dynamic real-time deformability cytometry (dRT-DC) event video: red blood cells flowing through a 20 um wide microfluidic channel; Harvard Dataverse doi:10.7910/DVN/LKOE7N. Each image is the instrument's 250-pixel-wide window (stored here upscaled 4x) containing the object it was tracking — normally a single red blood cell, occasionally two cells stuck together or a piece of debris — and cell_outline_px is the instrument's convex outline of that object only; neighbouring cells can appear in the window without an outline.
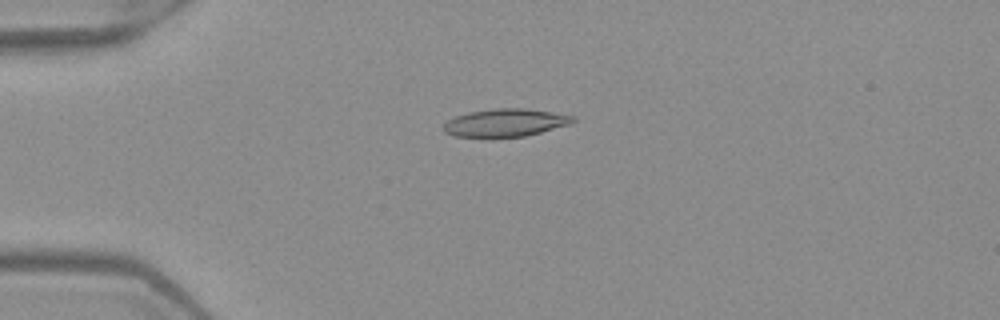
{"species": "Egyptian fruit bat (a non-hibernating species)", "species_latin": "Rousettus aegyptiacus", "temperature_condition": "warm", "stored_images_in_passage": 50, "camera_frame_rate_fps": 3000, "um_per_image_px": 0.085, "frame": {"image": 1, "passage_image": 12, "time_ms": 3.667, "image_size_px": [1000, 320], "cell_outline_px": [[576, 120], [572, 124], [524, 136], [492, 140], [452, 136], [444, 132], [440, 128], [448, 120], [456, 116], [468, 112], [496, 108], [524, 108], [552, 112], [576, 116]], "centroid_in_image_um": [42.9, 10.47], "position_along_channel_um": 42.1, "area_um2": 21.91}}
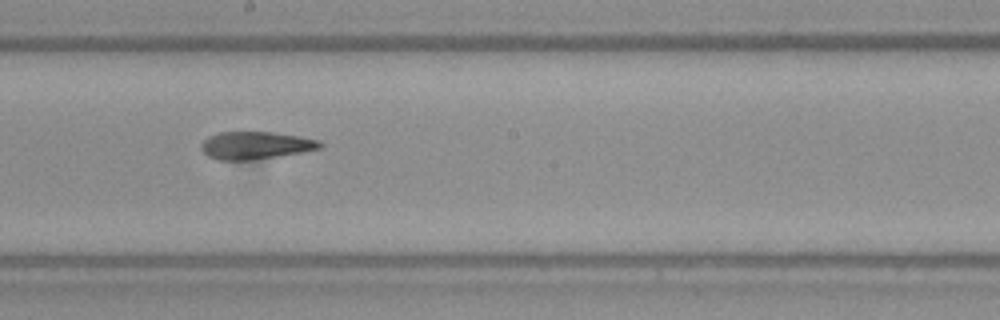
{"frame": {"image": 2, "passage_image": 28, "time_ms": 9.0, "image_size_px": [1000, 320], "cell_outline_px": [[324, 144], [320, 148], [300, 152], [252, 160], [216, 160], [208, 156], [200, 148], [200, 144], [208, 136], [220, 132], [272, 132], [300, 136], [320, 140]], "centroid_in_image_um": [21.7, 12.35], "position_along_channel_um": 226.5, "area_um2": 19.07}}
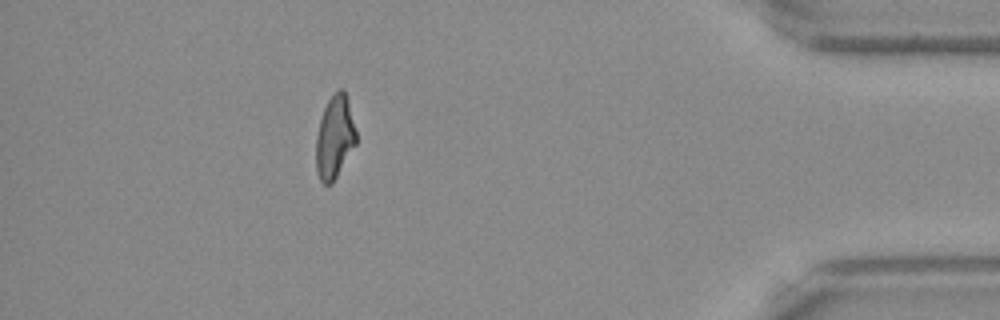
{"frame": {"image": 3, "passage_image": 45, "time_ms": 14.667, "image_size_px": [1000, 320], "cell_outline_px": [[356, 144], [332, 184], [324, 184], [320, 180], [316, 172], [316, 136], [320, 120], [324, 108], [328, 100], [340, 88], [344, 88], [348, 100], [356, 132]], "centroid_in_image_um": [28.44, 11.68], "position_along_channel_um": 406.8, "area_um2": 19.31}, "authors_computed_cell_mechanics": {"area_um2": 20.1144, "velocity_mm_per_s": 3.9959, "shape_relaxation_time_tau1_ms": null, "shape_relaxation_time_tau2_ms": 2.2748, "deformation_change_tau1": null, "deformation_change_tau2": 0.1094}}